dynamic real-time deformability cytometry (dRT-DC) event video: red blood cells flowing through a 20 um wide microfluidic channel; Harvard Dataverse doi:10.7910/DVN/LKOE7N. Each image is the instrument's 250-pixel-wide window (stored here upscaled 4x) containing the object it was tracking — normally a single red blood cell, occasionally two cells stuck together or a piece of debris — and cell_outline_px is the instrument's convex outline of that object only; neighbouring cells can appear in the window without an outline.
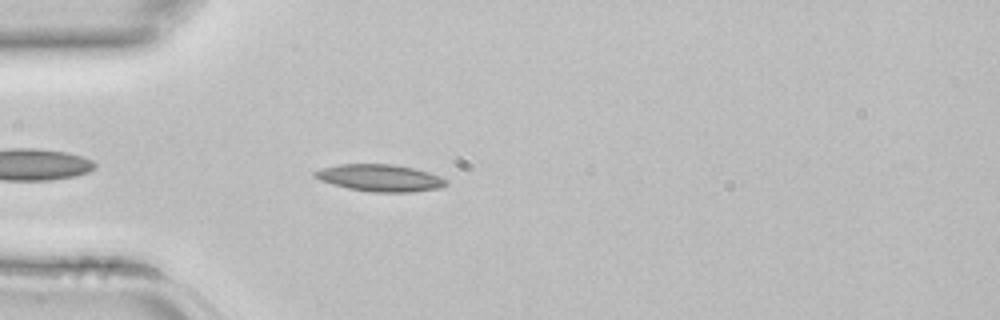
{"species": "common noctule bat (a hibernating species)", "species_latin": "Nyctalus noctula", "temperature_condition": "room temperature", "stored_images_in_passage": 4, "camera_frame_rate_fps": 3000, "um_per_image_px": 0.085, "animal": {"sex": "female", "body_mass_g": 22.7, "forearm_length_mm": 54.2}, "frame": {"image": 1, "passage_image": 4, "time_ms": 1.0, "image_size_px": [1000, 320], "cell_outline_px": [[448, 184], [440, 188], [412, 192], [372, 192], [348, 188], [332, 184], [320, 180], [312, 176], [312, 172], [324, 168], [340, 164], [392, 164], [412, 168], [428, 172], [440, 176], [448, 180]], "centroid_in_image_um": [32.31, 15.13], "position_along_channel_um": 52.7, "area_um2": 20.63}}